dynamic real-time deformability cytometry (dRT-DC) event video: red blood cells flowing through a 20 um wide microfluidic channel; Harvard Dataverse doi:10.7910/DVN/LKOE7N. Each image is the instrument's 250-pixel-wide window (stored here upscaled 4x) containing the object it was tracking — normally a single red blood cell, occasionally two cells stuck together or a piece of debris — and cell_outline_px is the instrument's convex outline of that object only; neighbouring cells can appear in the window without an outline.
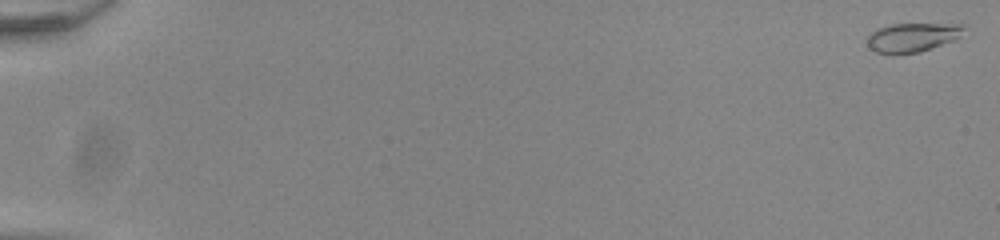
{"species": "common noctule bat (a hibernating species)", "species_latin": "Nyctalus noctula", "temperature_condition": "room temperature", "stored_images_in_passage": 55, "camera_frame_rate_fps": 3000, "um_per_image_px": 0.085, "animal": {"sex": "male", "body_mass_g": 20.0, "forearm_length_mm": 53.3}, "frame": {"image": 1, "passage_image": 1, "time_ms": 0.0, "image_size_px": [1000, 240], "cell_outline_px": [[964, 28], [960, 36], [956, 40], [920, 52], [892, 56], [876, 52], [868, 44], [868, 36], [876, 28], [892, 24], [964, 24]], "centroid_in_image_um": [77.55, 3.2], "position_along_channel_um": 7.5, "area_um2": 16.59}}
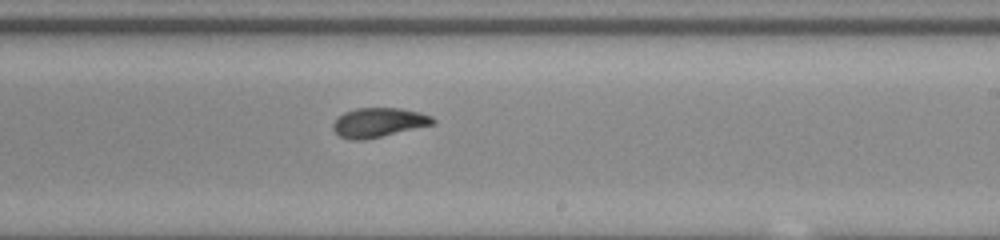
{"frame": {"image": 2, "passage_image": 35, "time_ms": 11.333, "image_size_px": [1000, 240], "cell_outline_px": [[436, 120], [432, 124], [380, 136], [360, 140], [348, 140], [340, 136], [332, 128], [332, 124], [344, 112], [356, 108], [400, 108], [420, 112], [432, 116]], "centroid_in_image_um": [32.15, 10.4], "position_along_channel_um": 256.8, "area_um2": 16.76}}
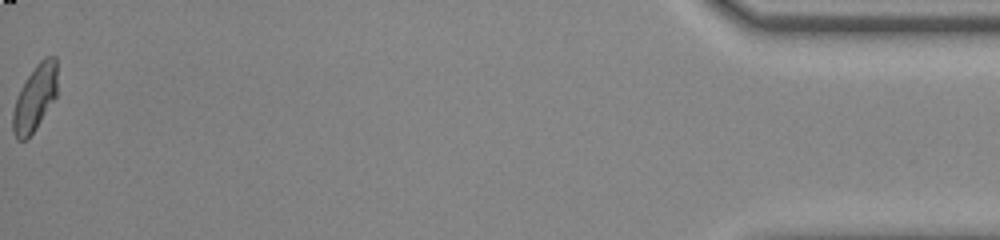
{"frame": {"image": 3, "passage_image": 55, "time_ms": 18.0, "image_size_px": [1000, 240], "cell_outline_px": [[56, 96], [36, 128], [24, 140], [16, 140], [12, 132], [12, 112], [20, 88], [36, 64], [44, 56], [56, 56]], "centroid_in_image_um": [2.94, 8.32], "position_along_channel_um": 432.3, "area_um2": 16.94}, "authors_computed_cell_mechanics": {"area_um2": 16.9354, "velocity_mm_per_s": 3.9276, "shape_relaxation_time_tau1_ms": 4.4766, "shape_relaxation_time_tau2_ms": 1.7873, "deformation_change_tau1": 0.1586, "deformation_change_tau2": 0.0631}}